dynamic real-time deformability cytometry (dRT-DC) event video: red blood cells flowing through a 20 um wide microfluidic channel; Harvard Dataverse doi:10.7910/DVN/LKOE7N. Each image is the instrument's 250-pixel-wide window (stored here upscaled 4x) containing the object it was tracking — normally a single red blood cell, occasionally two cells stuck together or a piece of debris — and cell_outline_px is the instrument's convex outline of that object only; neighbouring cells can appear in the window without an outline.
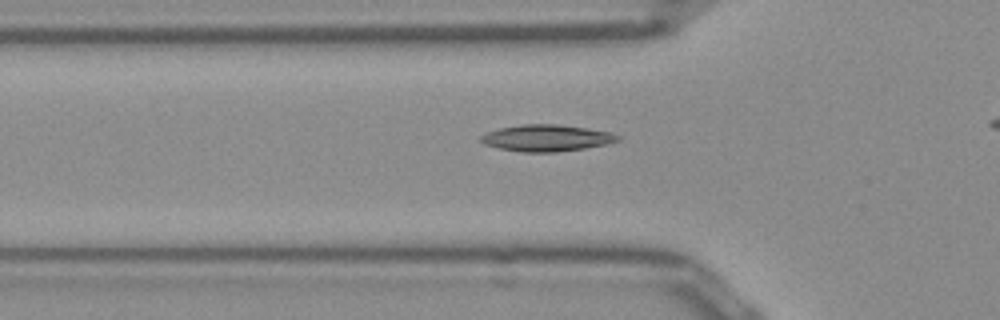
{"species": "Egyptian fruit bat (a non-hibernating species)", "species_latin": "Rousettus aegyptiacus", "temperature_condition": "room temperature", "stored_images_in_passage": 42, "camera_frame_rate_fps": 3000, "um_per_image_px": 0.085, "frame": {"image": 1, "passage_image": 14, "time_ms": 4.333, "image_size_px": [1000, 320], "cell_outline_px": [[620, 140], [608, 144], [584, 148], [556, 152], [520, 152], [500, 148], [484, 144], [480, 140], [480, 136], [488, 132], [500, 128], [524, 124], [556, 124], [588, 128], [608, 132], [620, 136]], "centroid_in_image_um": [46.47, 11.73], "position_along_channel_um": 79.3, "area_um2": 21.1}}
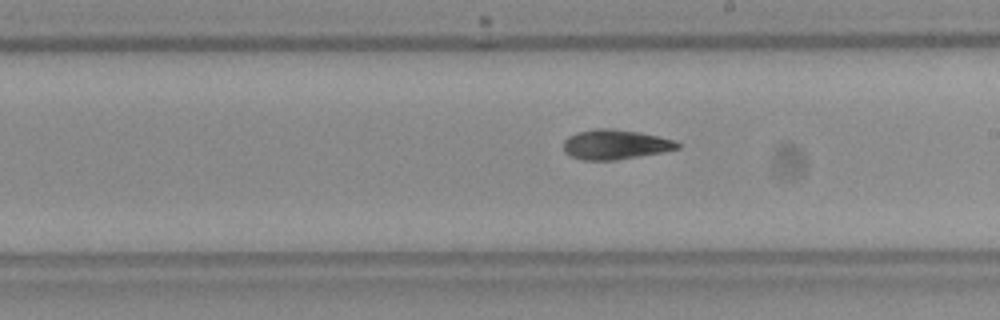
{"frame": {"image": 2, "passage_image": 26, "time_ms": 8.333, "image_size_px": [1000, 320], "cell_outline_px": [[680, 148], [660, 152], [616, 160], [584, 160], [572, 156], [564, 152], [564, 140], [568, 136], [576, 132], [596, 128], [612, 128], [640, 132], [660, 136], [672, 140], [680, 144]], "centroid_in_image_um": [52.27, 12.27], "position_along_channel_um": 236.7, "area_um2": 19.71}}
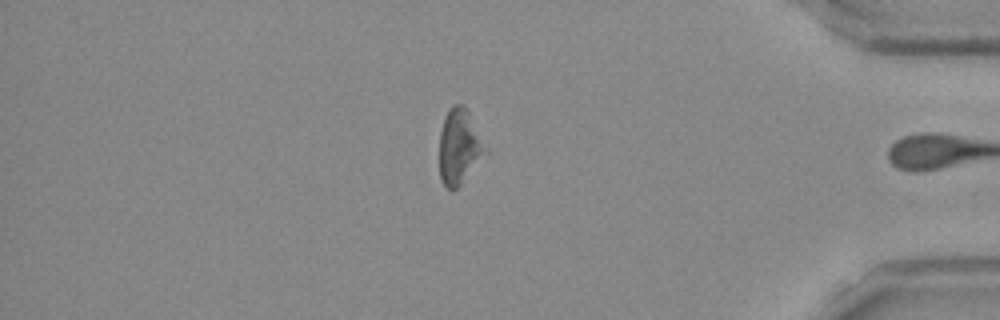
{"frame": {"image": 3, "passage_image": 41, "time_ms": 13.333, "image_size_px": [1000, 320], "cell_outline_px": [[488, 152], [460, 184], [456, 188], [448, 188], [440, 180], [440, 132], [444, 120], [452, 104], [464, 104]], "centroid_in_image_um": [39.03, 12.46], "position_along_channel_um": 396.2, "area_um2": 19.54}, "authors_computed_cell_mechanics": {"area_um2": 20.0277, "velocity_mm_per_s": 3.9128, "shape_relaxation_time_tau1_ms": 7.806, "shape_relaxation_time_tau2_ms": 8.7186, "deformation_change_tau1": 0.17, "deformation_change_tau2": 0.1722}}